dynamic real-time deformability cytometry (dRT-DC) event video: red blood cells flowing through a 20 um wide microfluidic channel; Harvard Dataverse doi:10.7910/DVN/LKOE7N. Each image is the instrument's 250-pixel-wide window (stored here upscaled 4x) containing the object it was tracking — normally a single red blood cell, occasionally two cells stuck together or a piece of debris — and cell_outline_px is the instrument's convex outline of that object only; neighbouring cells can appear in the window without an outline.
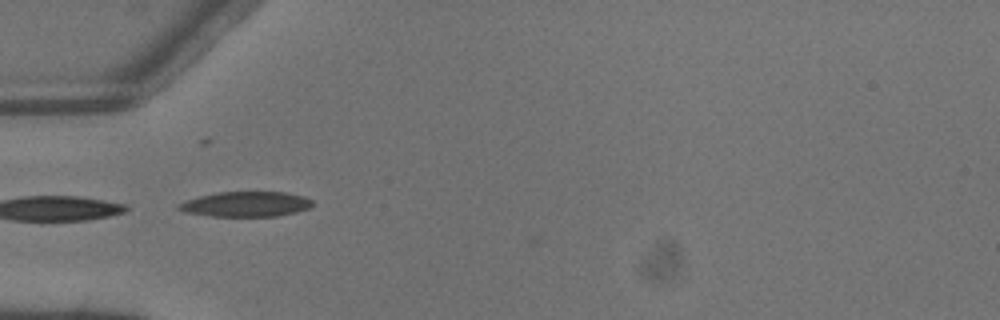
{"species": "common noctule bat (a hibernating species)", "species_latin": "Nyctalus noctula", "temperature_condition": "warm", "stored_images_in_passage": 4, "camera_frame_rate_fps": 3000, "um_per_image_px": 0.085, "animal": {"sex": "male", "body_mass_g": 13.3}, "frame": {"image": 1, "passage_image": 2, "time_ms": 0.333, "image_size_px": [1000, 320], "cell_outline_px": [[312, 204], [308, 208], [296, 212], [276, 216], [212, 216], [184, 212], [176, 208], [176, 204], [184, 200], [216, 192], [288, 192], [304, 196], [312, 200]], "centroid_in_image_um": [20.86, 17.34], "position_along_channel_um": 64.1, "area_um2": 19.65}}
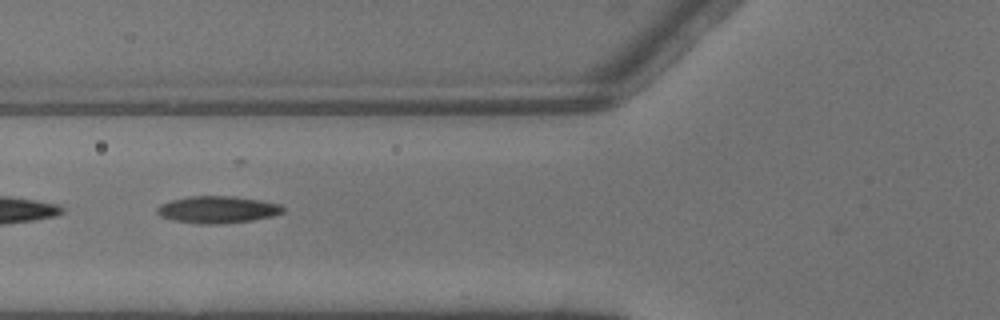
{"frame": {"image": 2, "passage_image": 3, "time_ms": 0.667, "image_size_px": [1000, 320], "cell_outline_px": [[284, 212], [272, 216], [252, 220], [216, 224], [200, 224], [172, 220], [160, 216], [156, 212], [156, 208], [160, 204], [172, 200], [188, 196], [232, 196], [260, 200], [280, 204], [284, 208]], "centroid_in_image_um": [18.47, 17.81], "position_along_channel_um": 107.3, "area_um2": 19.83}}